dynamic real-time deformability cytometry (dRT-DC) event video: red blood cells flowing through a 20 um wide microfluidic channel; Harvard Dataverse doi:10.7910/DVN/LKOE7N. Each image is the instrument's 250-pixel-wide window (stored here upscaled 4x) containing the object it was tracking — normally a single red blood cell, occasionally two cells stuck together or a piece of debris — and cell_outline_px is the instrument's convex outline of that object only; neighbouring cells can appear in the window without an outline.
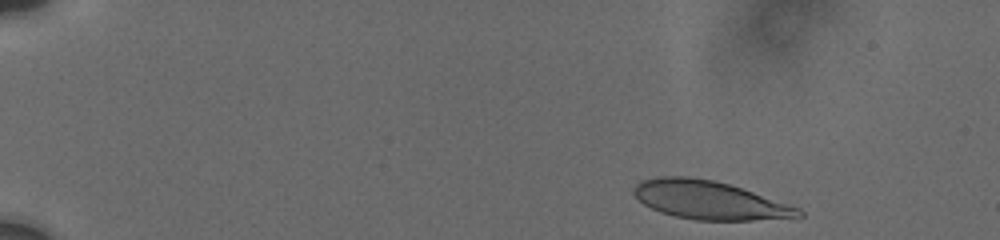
{"species": "human", "species_latin": "Homo sapiens", "temperature_condition": "cold", "stored_images_in_passage": 9, "camera_frame_rate_fps": 3000, "um_per_image_px": 0.085, "donor": {"sex": "male"}, "frame": {"image": 1, "passage_image": 1, "time_ms": 0.0, "image_size_px": [1000, 240], "cell_outline_px": [[804, 216], [752, 220], [696, 220], [676, 216], [660, 212], [644, 204], [632, 192], [632, 188], [640, 180], [656, 176], [688, 176], [712, 180], [728, 184], [800, 208], [804, 212]], "centroid_in_image_um": [60.24, 17.0], "position_along_channel_um": 24.8, "area_um2": 36.53}}
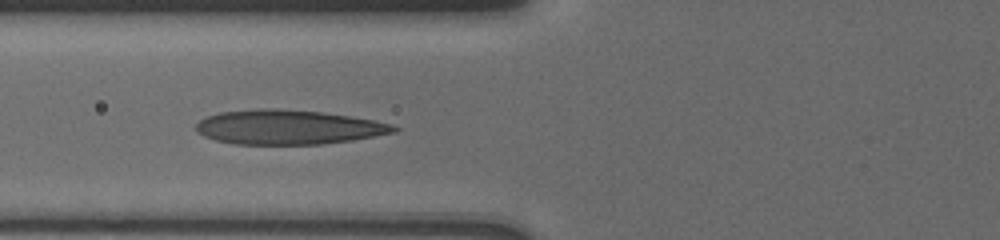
{"frame": {"image": 2, "passage_image": 8, "time_ms": 5.333, "image_size_px": [1000, 240], "cell_outline_px": [[400, 128], [396, 132], [352, 140], [320, 144], [236, 144], [216, 140], [204, 136], [196, 132], [196, 124], [200, 120], [208, 116], [220, 112], [256, 108], [276, 108], [320, 112], [352, 116], [376, 120], [392, 124]], "centroid_in_image_um": [24.51, 10.8], "position_along_channel_um": 101.3, "area_um2": 39.82}}
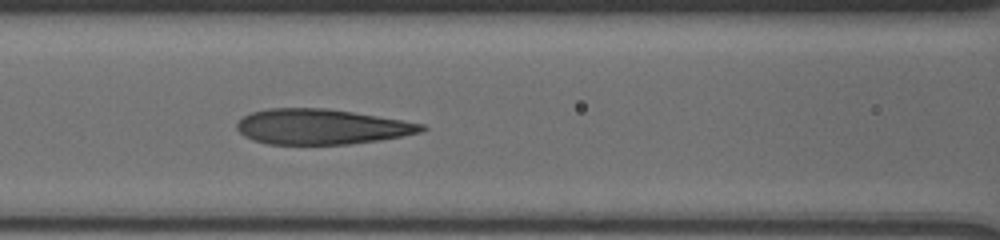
{"frame": {"image": 3, "passage_image": 9, "time_ms": 6.333, "image_size_px": [1000, 240], "cell_outline_px": [[428, 128], [420, 132], [404, 136], [380, 140], [348, 144], [268, 144], [252, 140], [244, 136], [236, 128], [236, 124], [244, 116], [252, 112], [268, 108], [328, 108], [424, 124]], "centroid_in_image_um": [27.3, 10.77], "position_along_channel_um": 139.3, "area_um2": 37.86}}